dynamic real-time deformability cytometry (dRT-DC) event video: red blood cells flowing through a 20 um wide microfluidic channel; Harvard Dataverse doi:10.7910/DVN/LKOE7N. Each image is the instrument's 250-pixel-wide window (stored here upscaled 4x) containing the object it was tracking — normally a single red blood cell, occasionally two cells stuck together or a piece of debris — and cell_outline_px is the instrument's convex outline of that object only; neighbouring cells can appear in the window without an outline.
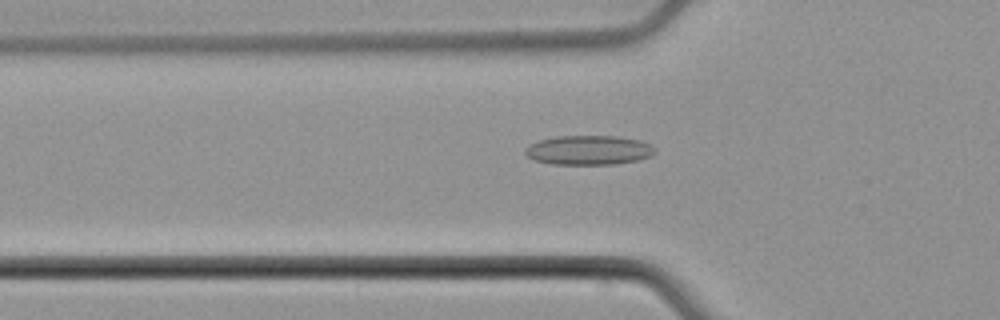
{"species": "common noctule bat (a hibernating species)", "species_latin": "Nyctalus noctula", "temperature_condition": "cold", "stored_images_in_passage": 55, "camera_frame_rate_fps": 3000, "um_per_image_px": 0.085, "animal": {"sex": "male", "body_mass_g": 21.5, "forearm_length_mm": 52.0}, "frame": {"image": 1, "passage_image": 19, "time_ms": 6.0, "image_size_px": [1000, 320], "cell_outline_px": [[656, 152], [648, 156], [636, 160], [616, 164], [552, 164], [536, 160], [528, 156], [524, 152], [524, 148], [540, 140], [556, 136], [616, 136], [640, 140], [656, 148]], "centroid_in_image_um": [50.04, 12.76], "position_along_channel_um": 75.8, "area_um2": 22.02}}
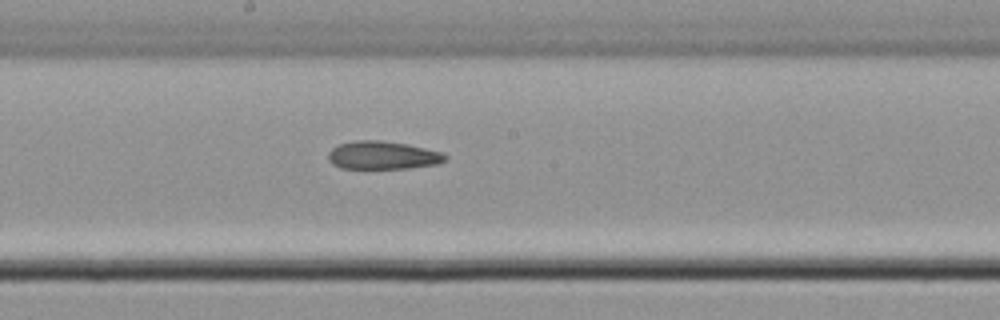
{"frame": {"image": 2, "passage_image": 30, "time_ms": 9.667, "image_size_px": [1000, 320], "cell_outline_px": [[448, 160], [440, 164], [408, 168], [340, 168], [332, 164], [328, 160], [328, 152], [332, 148], [340, 144], [352, 140], [380, 140], [408, 144], [444, 152], [448, 156]], "centroid_in_image_um": [32.57, 13.19], "position_along_channel_um": 215.6, "area_um2": 19.48}}
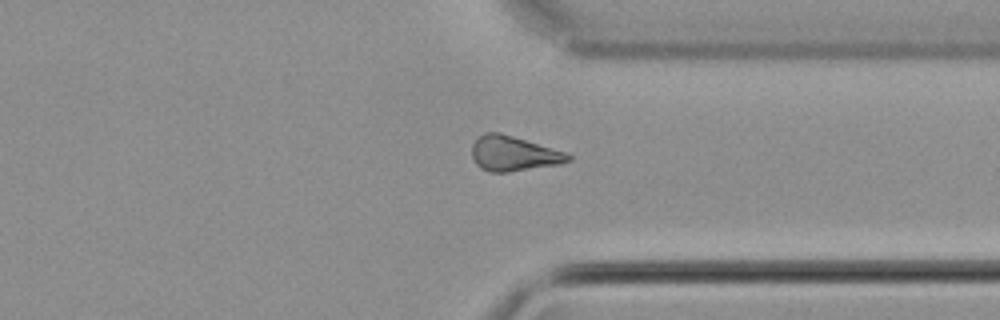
{"frame": {"image": 3, "passage_image": 42, "time_ms": 13.667, "image_size_px": [1000, 320], "cell_outline_px": [[572, 160], [560, 164], [508, 172], [488, 172], [480, 168], [476, 164], [472, 156], [472, 144], [484, 132], [500, 132], [564, 152], [572, 156]], "centroid_in_image_um": [43.62, 13.06], "position_along_channel_um": 367.8, "area_um2": 19.48}, "authors_computed_cell_mechanics": {"area_um2": 20.2878, "velocity_mm_per_s": 3.8101, "shape_relaxation_time_tau1_ms": null, "shape_relaxation_time_tau2_ms": 5.7138, "deformation_change_tau1": null, "deformation_change_tau2": 0.1471}}